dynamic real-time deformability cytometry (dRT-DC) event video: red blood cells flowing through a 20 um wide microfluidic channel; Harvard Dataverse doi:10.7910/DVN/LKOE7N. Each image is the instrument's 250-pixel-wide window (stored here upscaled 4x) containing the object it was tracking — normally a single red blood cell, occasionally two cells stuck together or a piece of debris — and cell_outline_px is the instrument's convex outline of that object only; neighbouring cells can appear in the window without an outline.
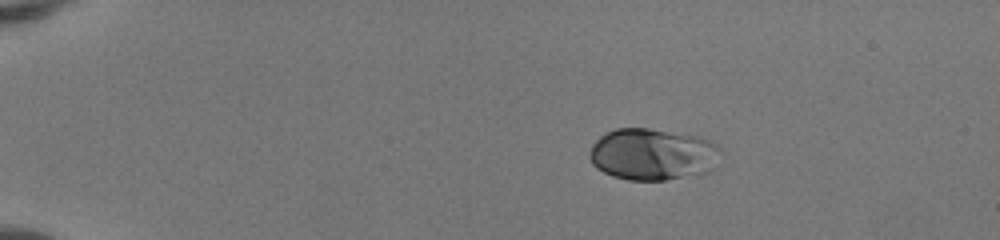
{"species": "human", "species_latin": "Homo sapiens", "temperature_condition": "room temperature", "stored_images_in_passage": 42, "camera_frame_rate_fps": 3000, "um_per_image_px": 0.085, "donor": {"sex": "female"}, "frame": {"image": 1, "passage_image": 1, "time_ms": 0.0, "image_size_px": [1000, 240], "cell_outline_px": [[724, 152], [716, 168], [712, 172], [664, 180], [628, 180], [612, 176], [596, 168], [592, 164], [588, 156], [588, 152], [592, 144], [600, 136], [616, 128], [648, 128], [700, 136], [712, 140]], "centroid_in_image_um": [55.54, 13.12], "position_along_channel_um": 29.5, "area_um2": 40.46}}
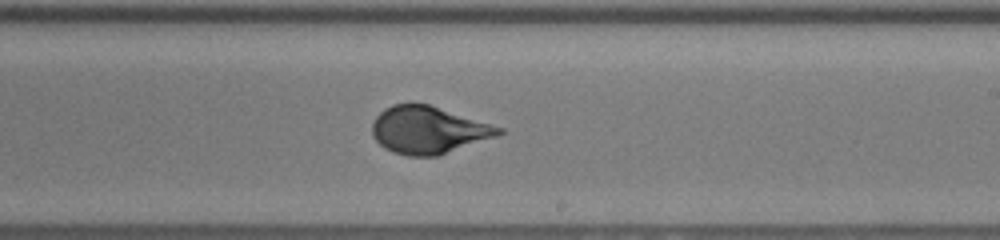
{"frame": {"image": 2, "passage_image": 24, "time_ms": 7.667, "image_size_px": [1000, 240], "cell_outline_px": [[504, 132], [496, 136], [436, 156], [408, 156], [392, 152], [384, 148], [372, 136], [372, 124], [376, 116], [384, 108], [392, 104], [428, 104], [504, 128]], "centroid_in_image_um": [36.37, 11.05], "position_along_channel_um": 252.6, "area_um2": 34.56}}
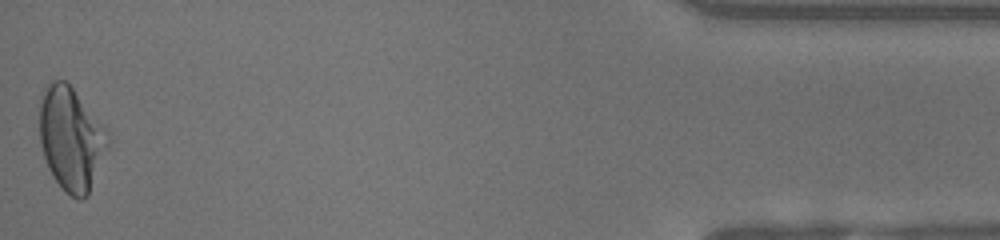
{"frame": {"image": 3, "passage_image": 42, "time_ms": 13.667, "image_size_px": [1000, 240], "cell_outline_px": [[108, 144], [88, 196], [80, 200], [76, 200], [64, 192], [60, 188], [52, 176], [48, 168], [40, 144], [40, 92], [48, 80], [64, 80], [72, 88], [108, 128]], "centroid_in_image_um": [6.02, 11.79], "position_along_channel_um": 429.2, "area_um2": 41.62}, "authors_computed_cell_mechanics": {"area_um2": 34.9979, "velocity_mm_per_s": 4.1647, "shape_relaxation_time_tau1_ms": 4.2453, "shape_relaxation_time_tau2_ms": null, "deformation_change_tau1": 0.1865, "deformation_change_tau2": null}}